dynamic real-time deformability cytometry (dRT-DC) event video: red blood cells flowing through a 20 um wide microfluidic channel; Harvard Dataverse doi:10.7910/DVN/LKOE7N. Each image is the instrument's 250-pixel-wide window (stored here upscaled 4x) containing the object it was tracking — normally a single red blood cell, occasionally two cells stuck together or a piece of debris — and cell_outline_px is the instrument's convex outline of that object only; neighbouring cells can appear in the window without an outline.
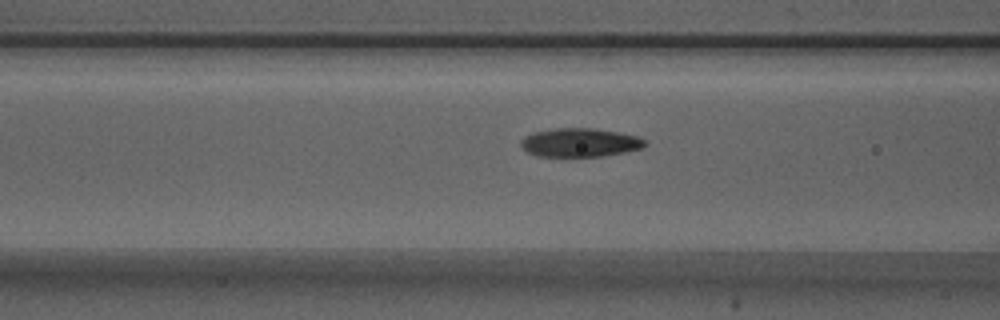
{"species": "Egyptian fruit bat (a non-hibernating species)", "species_latin": "Rousettus aegyptiacus", "temperature_condition": "warm", "stored_images_in_passage": 14, "camera_frame_rate_fps": 3000, "um_per_image_px": 0.085, "animal": {"sex": "male"}, "frame": {"image": 1, "passage_image": 12, "time_ms": 3.667, "image_size_px": [1000, 320], "cell_outline_px": [[648, 144], [640, 148], [624, 152], [604, 156], [536, 156], [520, 148], [520, 140], [524, 136], [532, 132], [556, 128], [596, 128], [640, 136]], "centroid_in_image_um": [49.26, 12.11], "position_along_channel_um": 117.3, "area_um2": 20.92}}